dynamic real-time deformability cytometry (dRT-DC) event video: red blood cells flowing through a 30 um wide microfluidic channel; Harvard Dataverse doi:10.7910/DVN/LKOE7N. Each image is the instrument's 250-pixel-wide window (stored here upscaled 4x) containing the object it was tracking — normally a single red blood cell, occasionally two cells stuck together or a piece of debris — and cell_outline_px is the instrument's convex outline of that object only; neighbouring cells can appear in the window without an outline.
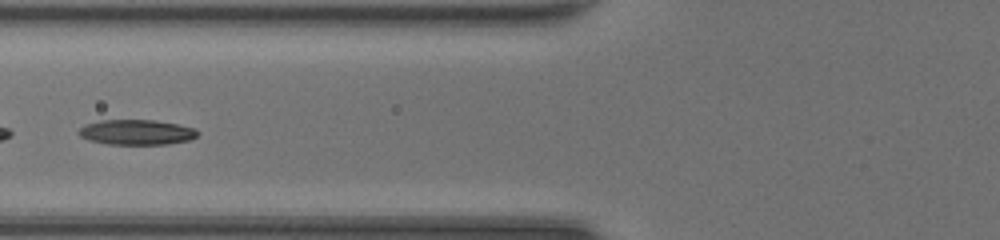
{"species": "common noctule bat (a hibernating species)", "species_latin": "Nyctalus noctula", "temperature_condition": "room temperature", "stored_images_in_passage": 31, "camera_frame_rate_fps": 3000, "um_per_image_px": 0.085, "animal": {"sex": "female", "body_mass_g": 20.0, "forearm_length_mm": 54.0}, "frame": {"image": 1, "passage_image": 5, "time_ms": 1.333, "image_size_px": [1000, 240], "cell_outline_px": [[200, 132], [196, 136], [188, 140], [168, 144], [108, 144], [88, 140], [80, 136], [76, 132], [84, 124], [100, 120], [156, 120], [196, 128]], "centroid_in_image_um": [11.58, 11.23], "position_along_channel_um": 114.2, "area_um2": 17.51}}
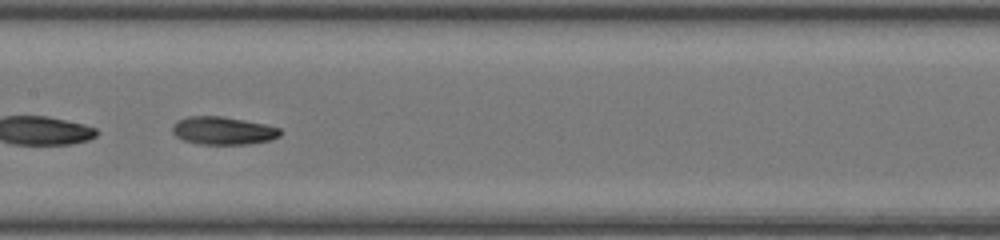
{"frame": {"image": 2, "passage_image": 10, "time_ms": 3.0, "image_size_px": [1000, 240], "cell_outline_px": [[280, 136], [272, 140], [248, 144], [200, 144], [184, 140], [176, 136], [172, 132], [172, 124], [176, 120], [188, 116], [220, 116], [244, 120], [264, 124], [280, 128]], "centroid_in_image_um": [18.94, 11.1], "position_along_channel_um": 188.5, "area_um2": 17.57}, "authors_computed_cell_mechanics": {"area_um2": 17.5712, "velocity_mm_per_s": 4.4406, "shape_relaxation_time_tau1_ms": 5.5304, "shape_relaxation_time_tau2_ms": 2.6445, "deformation_change_tau1": 0.1806, "deformation_change_tau2": 0.0828}}